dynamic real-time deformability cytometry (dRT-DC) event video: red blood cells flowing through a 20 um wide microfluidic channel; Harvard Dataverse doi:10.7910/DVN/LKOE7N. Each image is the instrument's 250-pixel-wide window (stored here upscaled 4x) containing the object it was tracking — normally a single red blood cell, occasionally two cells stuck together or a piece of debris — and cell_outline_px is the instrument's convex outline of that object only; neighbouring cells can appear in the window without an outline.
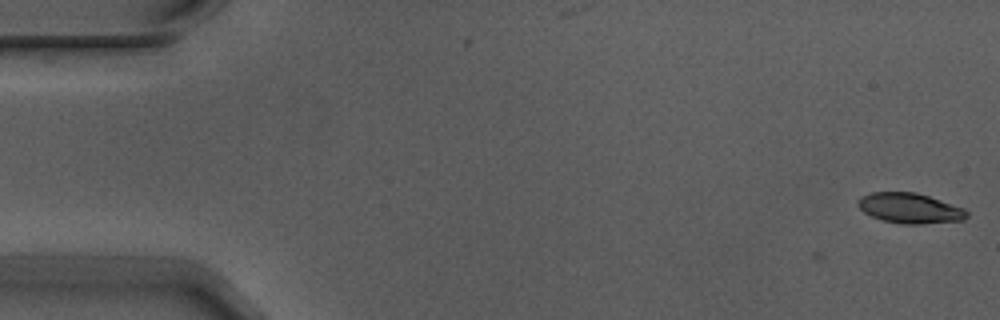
{"species": "Egyptian fruit bat (a non-hibernating species)", "species_latin": "Rousettus aegyptiacus", "temperature_condition": "warm", "stored_images_in_passage": 2, "camera_frame_rate_fps": 3000, "um_per_image_px": 0.085, "animal": {"sex": "male"}, "frame": {"image": 1, "passage_image": 2, "time_ms": 0.333, "image_size_px": [1000, 320], "cell_outline_px": [[968, 216], [964, 220], [920, 224], [904, 224], [884, 220], [872, 216], [864, 212], [856, 204], [856, 200], [860, 196], [872, 192], [916, 192], [964, 208], [968, 212]], "centroid_in_image_um": [77.32, 17.69], "position_along_channel_um": 7.7, "area_um2": 19.13}}